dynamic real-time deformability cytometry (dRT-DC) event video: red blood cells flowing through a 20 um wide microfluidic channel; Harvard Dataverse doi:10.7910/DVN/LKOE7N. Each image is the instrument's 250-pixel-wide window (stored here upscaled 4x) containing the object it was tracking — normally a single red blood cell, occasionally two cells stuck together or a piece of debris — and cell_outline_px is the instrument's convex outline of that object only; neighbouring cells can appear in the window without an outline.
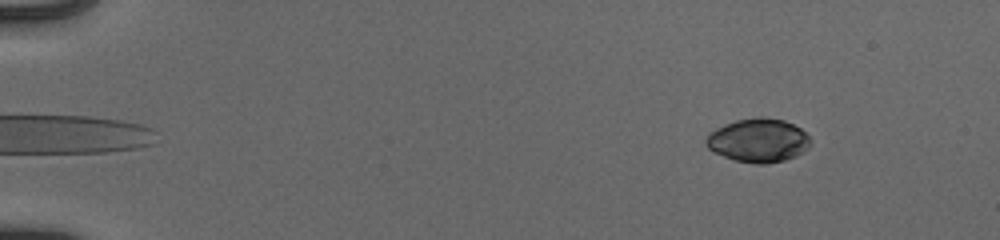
{"species": "human", "species_latin": "Homo sapiens", "temperature_condition": "cold", "stored_images_in_passage": 49, "camera_frame_rate_fps": 3000, "um_per_image_px": 0.085, "donor": {"sex": "male"}, "frame": {"image": 1, "passage_image": 2, "time_ms": 0.333, "image_size_px": [1000, 240], "cell_outline_px": [[812, 140], [808, 148], [804, 152], [796, 156], [784, 160], [764, 164], [756, 164], [736, 160], [724, 156], [708, 148], [704, 144], [704, 140], [708, 132], [724, 124], [736, 120], [756, 116], [764, 116], [784, 120], [800, 128]], "centroid_in_image_um": [64.44, 11.91], "position_along_channel_um": 20.6, "area_um2": 26.82}}
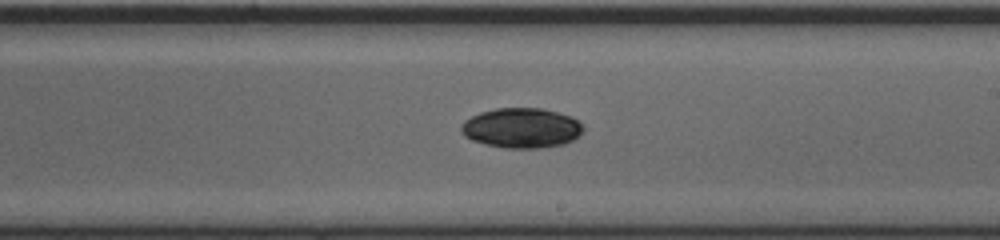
{"frame": {"image": 2, "passage_image": 29, "time_ms": 9.333, "image_size_px": [1000, 240], "cell_outline_px": [[584, 128], [580, 136], [564, 144], [540, 148], [504, 148], [484, 144], [472, 140], [464, 136], [460, 132], [460, 124], [464, 120], [480, 112], [496, 108], [544, 108], [572, 116]], "centroid_in_image_um": [44.31, 10.88], "position_along_channel_um": 244.7, "area_um2": 28.73}}
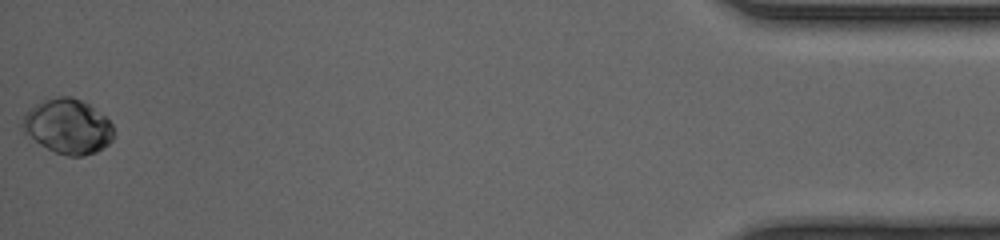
{"frame": {"image": 3, "passage_image": 49, "time_ms": 16.0, "image_size_px": [1000, 240], "cell_outline_px": [[116, 132], [112, 140], [104, 148], [96, 152], [80, 156], [68, 156], [56, 152], [24, 136], [20, 128], [20, 124], [24, 112], [28, 108], [40, 100], [60, 96], [72, 96], [88, 104], [104, 116], [112, 124]], "centroid_in_image_um": [5.71, 10.73], "position_along_channel_um": 429.5, "area_um2": 29.71}, "authors_computed_cell_mechanics": {"area_um2": 26.7614, "velocity_mm_per_s": 3.9619, "shape_relaxation_time_tau1_ms": 2.1158, "shape_relaxation_time_tau2_ms": null, "deformation_change_tau1": 0.0518, "deformation_change_tau2": null}}